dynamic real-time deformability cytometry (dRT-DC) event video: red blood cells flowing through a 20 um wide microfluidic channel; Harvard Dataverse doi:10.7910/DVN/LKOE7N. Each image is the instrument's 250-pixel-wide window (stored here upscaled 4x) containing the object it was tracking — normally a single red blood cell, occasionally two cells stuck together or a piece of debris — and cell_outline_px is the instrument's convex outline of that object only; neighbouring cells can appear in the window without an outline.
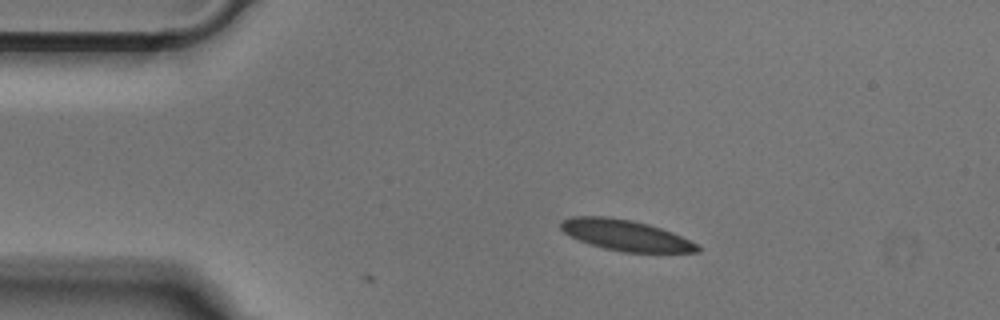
{"species": "Egyptian fruit bat (a non-hibernating species)", "species_latin": "Rousettus aegyptiacus", "temperature_condition": "cold", "stored_images_in_passage": 3, "camera_frame_rate_fps": 3000, "um_per_image_px": 0.085, "animal": {"sex": "male"}, "frame": {"image": 1, "passage_image": 1, "time_ms": 0.0, "image_size_px": [1000, 320], "cell_outline_px": [[700, 252], [624, 252], [604, 248], [580, 240], [564, 232], [560, 228], [560, 220], [572, 216], [604, 216], [632, 220], [648, 224], [672, 232], [696, 244], [700, 248]], "centroid_in_image_um": [53.15, 19.98], "position_along_channel_um": 31.9, "area_um2": 24.22}}